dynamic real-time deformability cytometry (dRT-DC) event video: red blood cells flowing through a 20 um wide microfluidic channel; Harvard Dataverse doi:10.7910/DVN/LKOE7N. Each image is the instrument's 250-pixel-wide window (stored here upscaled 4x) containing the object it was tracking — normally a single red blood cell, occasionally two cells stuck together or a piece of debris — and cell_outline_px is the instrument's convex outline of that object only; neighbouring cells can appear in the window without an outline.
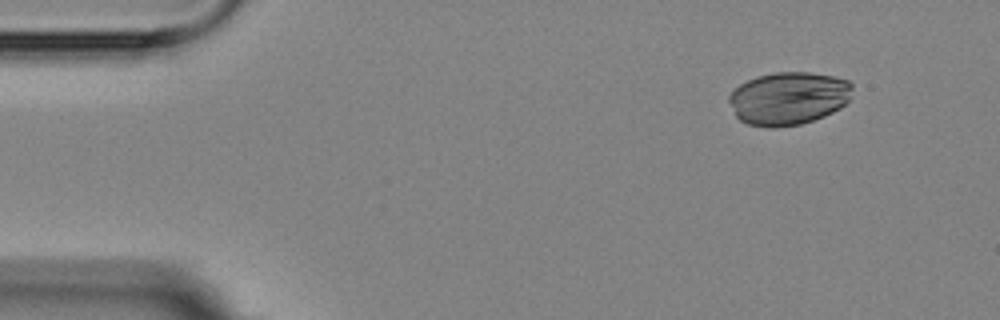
{"species": "Egyptian fruit bat (a non-hibernating species)", "species_latin": "Rousettus aegyptiacus", "temperature_condition": "room temperature", "stored_images_in_passage": 4, "camera_frame_rate_fps": 3000, "um_per_image_px": 0.085, "animal": {"sex": "female"}, "frame": {"image": 1, "passage_image": 2, "time_ms": 1.0, "image_size_px": [1000, 320], "cell_outline_px": [[852, 88], [848, 100], [840, 108], [824, 116], [800, 124], [772, 128], [748, 124], [740, 120], [736, 116], [728, 100], [728, 96], [740, 84], [756, 76], [776, 72], [808, 72], [832, 76], [848, 80], [852, 84]], "centroid_in_image_um": [67.01, 8.35], "position_along_channel_um": 18.0, "area_um2": 37.92}}